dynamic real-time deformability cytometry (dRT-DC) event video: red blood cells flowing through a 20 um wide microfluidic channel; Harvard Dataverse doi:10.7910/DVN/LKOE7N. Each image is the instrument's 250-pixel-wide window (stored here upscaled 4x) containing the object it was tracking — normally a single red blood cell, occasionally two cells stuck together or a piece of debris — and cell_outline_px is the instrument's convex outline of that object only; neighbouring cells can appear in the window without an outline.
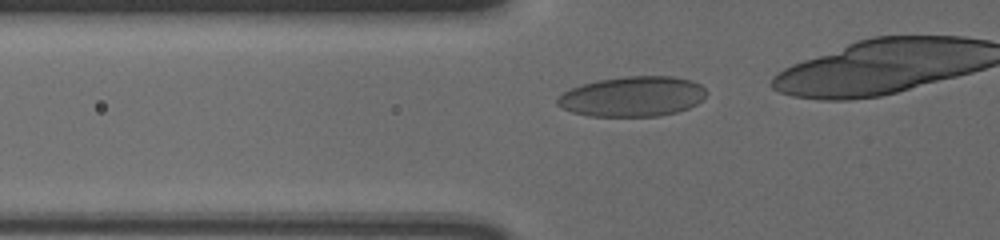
{"species": "human", "species_latin": "Homo sapiens", "temperature_condition": "cold", "stored_images_in_passage": 13, "camera_frame_rate_fps": 3000, "um_per_image_px": 0.085, "donor": {"sex": "male"}, "frame": {"image": 1, "passage_image": 3, "time_ms": 0.667, "image_size_px": [1000, 240], "cell_outline_px": [[708, 92], [696, 104], [688, 108], [676, 112], [660, 116], [588, 116], [572, 112], [556, 104], [556, 100], [564, 92], [580, 84], [596, 80], [624, 76], [672, 76], [692, 80], [700, 84]], "centroid_in_image_um": [53.76, 8.19], "position_along_channel_um": 72.0, "area_um2": 34.91}}
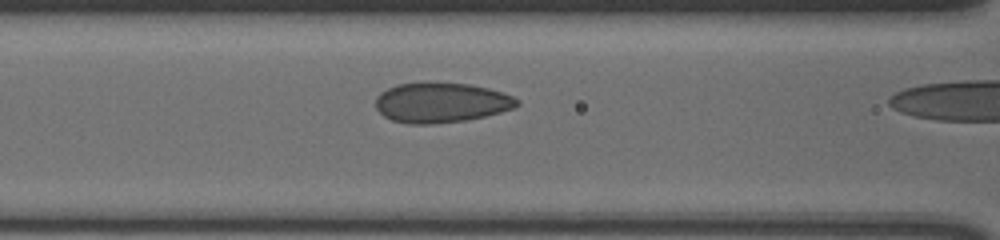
{"frame": {"image": 2, "passage_image": 8, "time_ms": 2.333, "image_size_px": [1000, 240], "cell_outline_px": [[520, 104], [512, 108], [500, 112], [484, 116], [464, 120], [432, 124], [412, 124], [392, 120], [384, 116], [376, 108], [376, 96], [380, 92], [396, 84], [468, 84], [488, 88], [504, 92], [520, 100]], "centroid_in_image_um": [37.5, 8.74], "position_along_channel_um": 129.1, "area_um2": 32.43}}
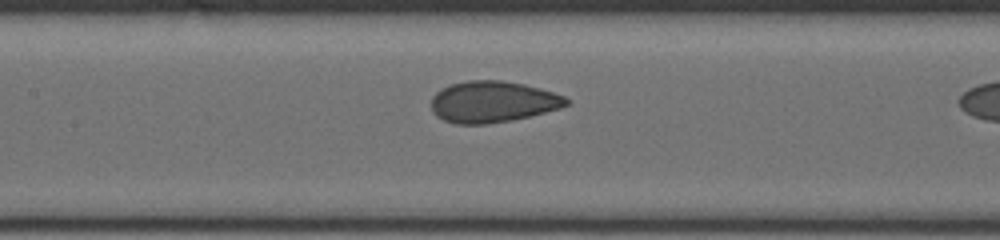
{"frame": {"image": 3, "passage_image": 11, "time_ms": 3.333, "image_size_px": [1000, 240], "cell_outline_px": [[572, 104], [560, 108], [512, 120], [488, 124], [456, 124], [444, 120], [436, 116], [432, 112], [432, 96], [440, 88], [452, 84], [468, 80], [500, 80], [524, 84], [540, 88], [564, 96]], "centroid_in_image_um": [41.87, 8.65], "position_along_channel_um": 165.5, "area_um2": 32.6}}